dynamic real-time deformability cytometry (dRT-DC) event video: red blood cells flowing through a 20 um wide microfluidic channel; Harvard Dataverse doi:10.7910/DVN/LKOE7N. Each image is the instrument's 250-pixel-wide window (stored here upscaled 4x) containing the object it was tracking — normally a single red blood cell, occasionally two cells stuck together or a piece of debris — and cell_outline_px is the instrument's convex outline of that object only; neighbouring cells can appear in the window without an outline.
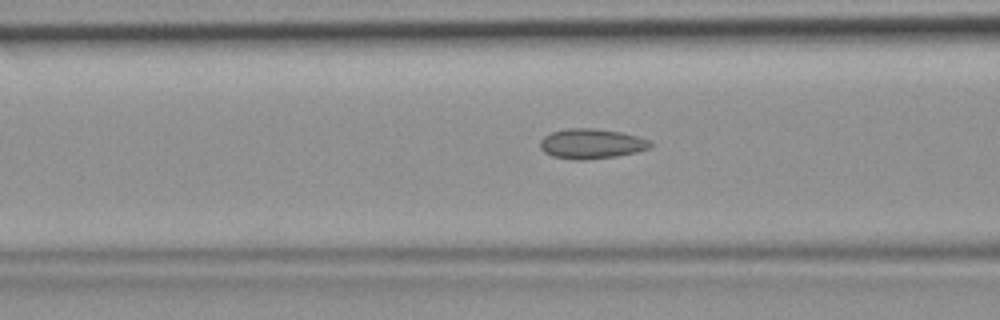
{"species": "common noctule bat (a hibernating species)", "species_latin": "Nyctalus noctula", "temperature_condition": "room temperature", "stored_images_in_passage": 46, "camera_frame_rate_fps": 3000, "um_per_image_px": 0.085, "animal": {"sex": "female", "body_mass_g": 19.9}, "frame": {"image": 1, "passage_image": 18, "time_ms": 5.667, "image_size_px": [1000, 320], "cell_outline_px": [[652, 144], [648, 148], [636, 152], [616, 156], [584, 160], [576, 160], [552, 156], [544, 152], [540, 148], [540, 140], [544, 136], [552, 132], [568, 128], [592, 128], [620, 132], [652, 140]], "centroid_in_image_um": [50.25, 12.22], "position_along_channel_um": 116.3, "area_um2": 19.19}}
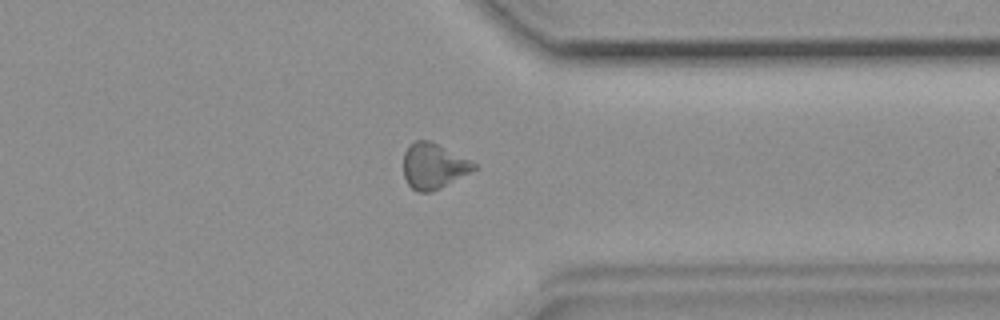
{"frame": {"image": 2, "passage_image": 36, "time_ms": 11.667, "image_size_px": [1000, 320], "cell_outline_px": [[476, 168], [440, 188], [432, 192], [416, 192], [408, 184], [404, 176], [404, 152], [416, 140], [428, 140], [476, 164]], "centroid_in_image_um": [36.79, 14.14], "position_along_channel_um": 374.6, "area_um2": 18.03}}
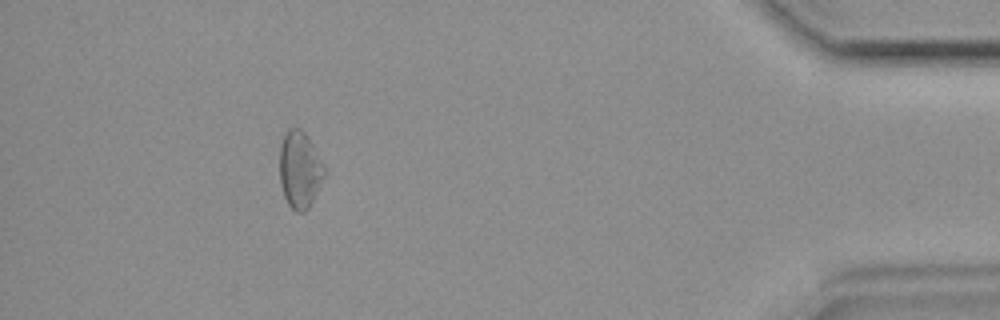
{"frame": {"image": 3, "passage_image": 42, "time_ms": 13.667, "image_size_px": [1000, 320], "cell_outline_px": [[324, 176], [308, 208], [304, 212], [296, 212], [288, 204], [284, 196], [280, 184], [280, 144], [288, 128], [300, 128], [304, 132], [312, 144], [324, 168]], "centroid_in_image_um": [25.44, 14.42], "position_along_channel_um": 409.8, "area_um2": 19.59}}